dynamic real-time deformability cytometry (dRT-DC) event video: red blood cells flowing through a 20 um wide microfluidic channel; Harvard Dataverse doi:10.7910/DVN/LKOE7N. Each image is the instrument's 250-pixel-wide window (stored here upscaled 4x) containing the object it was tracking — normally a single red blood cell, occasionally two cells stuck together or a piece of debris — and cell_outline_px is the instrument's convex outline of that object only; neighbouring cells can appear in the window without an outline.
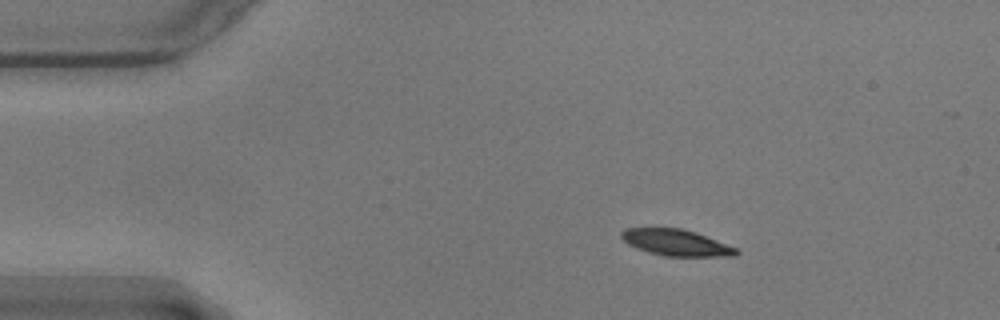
{"species": "common noctule bat (a hibernating species)", "species_latin": "Nyctalus noctula", "temperature_condition": "warm", "stored_images_in_passage": 4, "camera_frame_rate_fps": 3000, "um_per_image_px": 0.085, "animal": {"sex": "male", "body_mass_g": 17.9}, "frame": {"image": 1, "passage_image": 1, "time_ms": 0.0, "image_size_px": [1000, 320], "cell_outline_px": [[740, 252], [736, 256], [664, 256], [648, 252], [636, 248], [628, 244], [620, 236], [620, 232], [624, 228], [680, 228], [696, 232], [736, 248]], "centroid_in_image_um": [57.45, 20.62], "position_along_channel_um": 27.6, "area_um2": 17.57}}